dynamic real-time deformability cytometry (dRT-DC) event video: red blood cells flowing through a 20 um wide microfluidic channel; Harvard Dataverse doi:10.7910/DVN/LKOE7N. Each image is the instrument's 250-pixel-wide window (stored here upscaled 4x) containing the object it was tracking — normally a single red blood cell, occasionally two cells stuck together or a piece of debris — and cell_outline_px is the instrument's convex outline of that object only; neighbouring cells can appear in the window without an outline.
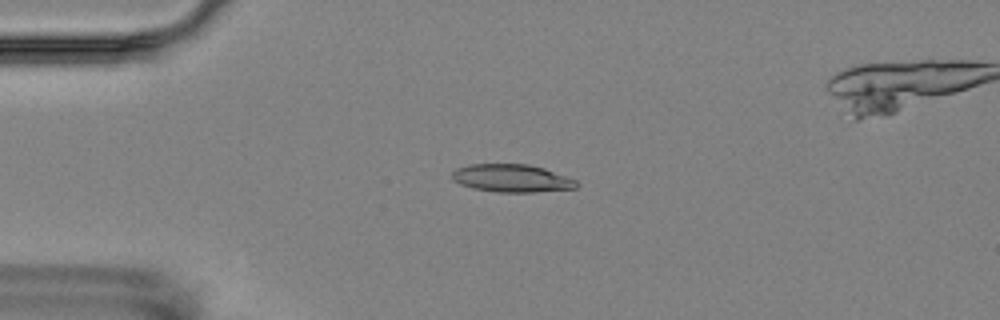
{"species": "Egyptian fruit bat (a non-hibernating species)", "species_latin": "Rousettus aegyptiacus", "temperature_condition": "room temperature", "stored_images_in_passage": 6, "camera_frame_rate_fps": 3000, "um_per_image_px": 0.085, "animal": {"sex": "female"}, "frame": {"image": 1, "passage_image": 4, "time_ms": 4.333, "image_size_px": [1000, 320], "cell_outline_px": [[580, 184], [576, 188], [536, 192], [496, 192], [472, 188], [460, 184], [452, 180], [452, 172], [456, 168], [468, 164], [528, 164], [544, 168], [576, 180]], "centroid_in_image_um": [43.48, 15.15], "position_along_channel_um": 41.5, "area_um2": 20.29}}